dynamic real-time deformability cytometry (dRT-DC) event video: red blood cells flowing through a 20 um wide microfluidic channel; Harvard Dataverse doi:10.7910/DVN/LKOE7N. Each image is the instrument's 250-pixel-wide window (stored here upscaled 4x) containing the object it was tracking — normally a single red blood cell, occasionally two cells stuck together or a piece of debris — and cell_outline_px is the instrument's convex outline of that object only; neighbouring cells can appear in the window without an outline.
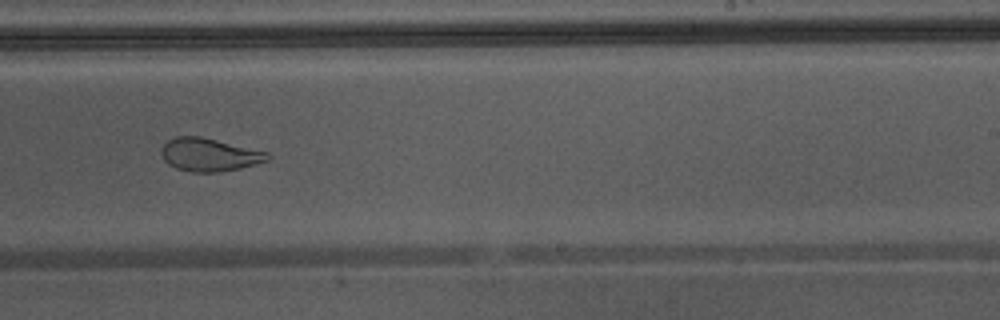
{"species": "Egyptian fruit bat (a non-hibernating species)", "species_latin": "Rousettus aegyptiacus", "temperature_condition": "warm", "stored_images_in_passage": 38, "camera_frame_rate_fps": 3000, "um_per_image_px": 0.085, "animal": {"sex": "male"}, "frame": {"image": 1, "passage_image": 22, "time_ms": 7.0, "image_size_px": [1000, 320], "cell_outline_px": [[272, 160], [240, 168], [220, 172], [192, 172], [176, 168], [168, 164], [164, 160], [160, 152], [160, 148], [168, 140], [176, 136], [200, 136], [268, 152], [272, 156]], "centroid_in_image_um": [17.8, 13.15], "position_along_channel_um": 271.2, "area_um2": 20.63}, "authors_computed_cell_mechanics": {"area_um2": 25.721, "velocity_mm_per_s": 4.4136, "shape_relaxation_time_tau1_ms": null, "shape_relaxation_time_tau2_ms": 0.899, "deformation_change_tau1": null, "deformation_change_tau2": 0.0748}}